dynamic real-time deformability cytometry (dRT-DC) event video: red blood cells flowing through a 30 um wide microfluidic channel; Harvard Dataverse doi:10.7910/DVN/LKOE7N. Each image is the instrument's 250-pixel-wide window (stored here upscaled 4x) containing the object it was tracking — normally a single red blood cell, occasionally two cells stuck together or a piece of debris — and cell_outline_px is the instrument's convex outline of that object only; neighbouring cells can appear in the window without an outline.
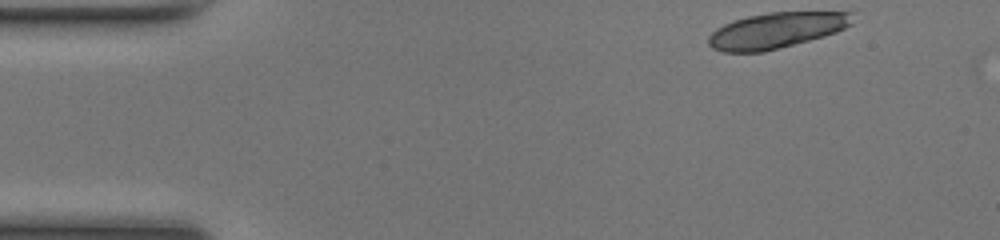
{"species": "common noctule bat (a hibernating species)", "species_latin": "Nyctalus noctula", "temperature_condition": "room temperature", "stored_images_in_passage": 11, "camera_frame_rate_fps": 3000, "um_per_image_px": 0.085, "animal": {"sex": "female", "body_mass_g": 17.0, "forearm_length_mm": 48.0}, "frame": {"image": 1, "passage_image": 1, "time_ms": 0.0, "image_size_px": [1000, 240], "cell_outline_px": [[852, 24], [836, 32], [824, 36], [764, 52], [724, 52], [712, 48], [708, 44], [708, 36], [716, 28], [724, 24], [748, 16], [768, 12], [852, 12]], "centroid_in_image_um": [65.96, 2.59], "position_along_channel_um": 19.0, "area_um2": 29.82}}